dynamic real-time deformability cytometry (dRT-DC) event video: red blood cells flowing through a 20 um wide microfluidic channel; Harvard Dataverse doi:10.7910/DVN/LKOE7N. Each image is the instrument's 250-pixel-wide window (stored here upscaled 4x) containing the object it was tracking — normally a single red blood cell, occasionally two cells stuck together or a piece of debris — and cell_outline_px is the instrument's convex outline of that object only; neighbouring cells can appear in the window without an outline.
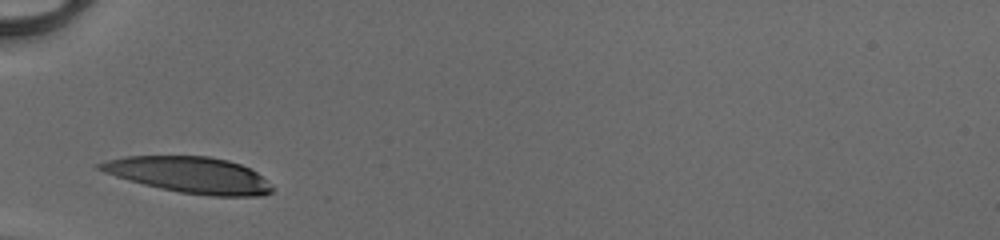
{"species": "human", "species_latin": "Homo sapiens", "temperature_condition": "cold", "stored_images_in_passage": 8, "camera_frame_rate_fps": 3000, "um_per_image_px": 0.085, "donor": {"sex": "male"}, "frame": {"image": 1, "passage_image": 1, "time_ms": 0.0, "image_size_px": [1000, 240], "cell_outline_px": [[276, 188], [272, 192], [264, 196], [212, 196], [180, 192], [160, 188], [128, 180], [104, 172], [96, 168], [96, 164], [108, 160], [124, 156], [208, 156], [228, 160], [240, 164], [256, 172]], "centroid_in_image_um": [16.14, 14.87], "position_along_channel_um": 68.9, "area_um2": 36.24}}
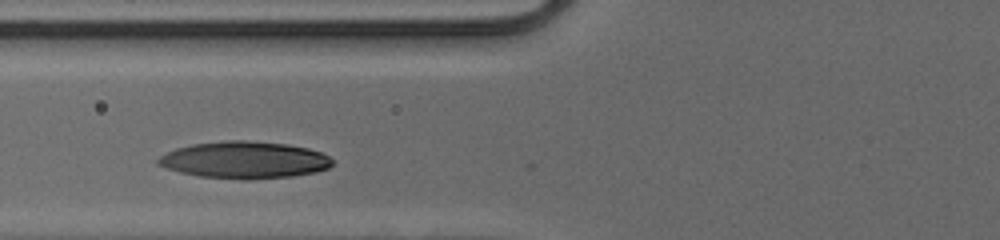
{"frame": {"image": 2, "passage_image": 4, "time_ms": 1.0, "image_size_px": [1000, 240], "cell_outline_px": [[332, 164], [328, 168], [316, 172], [292, 176], [244, 180], [200, 176], [180, 172], [156, 164], [156, 160], [160, 156], [176, 148], [192, 144], [224, 140], [244, 140], [288, 144], [308, 148], [320, 152], [328, 156], [332, 160]], "centroid_in_image_um": [20.77, 13.59], "position_along_channel_um": 105.0, "area_um2": 37.51}}